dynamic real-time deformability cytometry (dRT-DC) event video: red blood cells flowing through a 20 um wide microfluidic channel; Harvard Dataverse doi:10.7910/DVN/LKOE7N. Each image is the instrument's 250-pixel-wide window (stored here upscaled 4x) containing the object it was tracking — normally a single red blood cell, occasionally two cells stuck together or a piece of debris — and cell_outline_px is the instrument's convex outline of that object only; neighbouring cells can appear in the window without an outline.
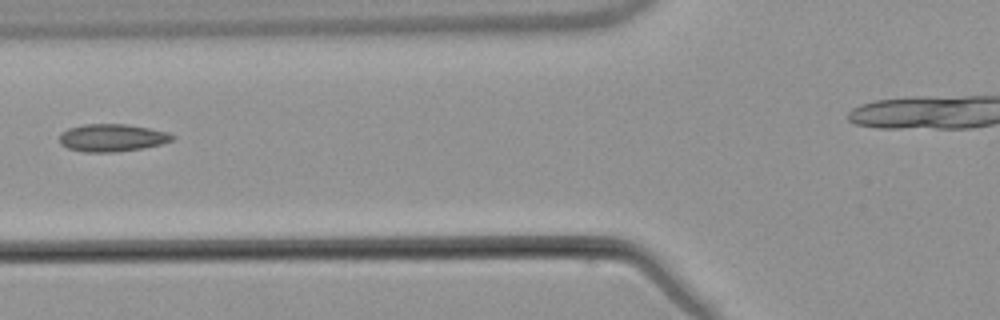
{"species": "common noctule bat (a hibernating species)", "species_latin": "Nyctalus noctula", "temperature_condition": "warm", "stored_images_in_passage": 3, "segment_of_instrument_passage": [1, 2], "camera_frame_rate_fps": 3000, "um_per_image_px": 0.085, "animal": {"sex": "male", "body_mass_g": 21.5, "forearm_length_mm": 52.0}, "frame": {"image": 1, "passage_image": 2, "time_ms": 1.333, "image_size_px": [1000, 320], "cell_outline_px": [[176, 140], [144, 148], [116, 152], [84, 152], [68, 148], [60, 144], [60, 132], [68, 128], [84, 124], [124, 124], [148, 128], [168, 132], [176, 136]], "centroid_in_image_um": [9.54, 11.71], "position_along_channel_um": 116.3, "area_um2": 18.26}}